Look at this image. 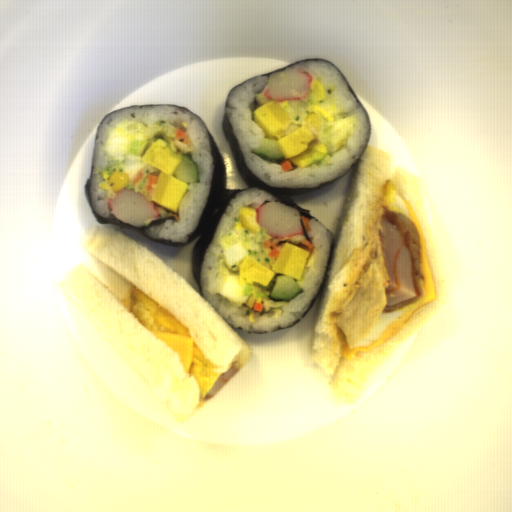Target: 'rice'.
Masks as SVG:
<instances>
[{"label": "rice", "instance_id": "8eca5e8b", "mask_svg": "<svg viewBox=\"0 0 512 512\" xmlns=\"http://www.w3.org/2000/svg\"><path fill=\"white\" fill-rule=\"evenodd\" d=\"M178 129L189 136L190 144L185 145L174 138ZM157 135L167 139L179 160L184 154L193 158L199 179L188 184L176 213L156 204V219L146 221L142 227L165 217L173 219L147 227L143 234L151 239L185 244L197 230L211 192L214 171L208 132L199 118L186 108L163 104L139 106L108 114L96 133L87 195L95 213L107 219H117L111 213L108 203L116 193L111 188L110 179L114 172H124L129 182L123 189L140 192L145 199L152 201L154 192H146L148 175L159 176L160 170L146 163L143 157L132 154L130 146L134 140H151ZM140 169L144 173L143 179L132 186V179Z\"/></svg>", "mask_w": 512, "mask_h": 512}, {"label": "rice", "instance_id": "023b6e5f", "mask_svg": "<svg viewBox=\"0 0 512 512\" xmlns=\"http://www.w3.org/2000/svg\"><path fill=\"white\" fill-rule=\"evenodd\" d=\"M271 201L278 200L258 188H248L236 194L205 250L199 276L201 296L232 329L245 333L280 331L300 321L322 286L333 247L331 234L314 218L308 219L309 232L301 223L303 233L287 238L266 234L262 226L260 232L243 227L242 207L256 211L257 207ZM303 238L314 248L301 280H296L303 292L295 299L270 300L273 281L268 286L240 282L238 266L245 256H251L267 268L273 266L276 258L268 257L269 250L264 249V241L272 240L280 249L285 242L298 245ZM255 302L264 303L262 313L253 310Z\"/></svg>", "mask_w": 512, "mask_h": 512}, {"label": "rice", "instance_id": "652b925c", "mask_svg": "<svg viewBox=\"0 0 512 512\" xmlns=\"http://www.w3.org/2000/svg\"><path fill=\"white\" fill-rule=\"evenodd\" d=\"M286 70H301L324 87L322 101H317L310 89L306 97L278 100V104L290 119L286 135L307 128L325 146V157L305 167L294 163L292 170L284 171L280 161L253 154L266 138L254 121L253 112L272 100L264 95L270 75H259L230 90L225 115L247 168L257 178L269 187L312 188L336 180L358 161L369 140L368 117L350 85L329 62H301ZM312 111L323 121L320 131L304 123Z\"/></svg>", "mask_w": 512, "mask_h": 512}]
</instances>
